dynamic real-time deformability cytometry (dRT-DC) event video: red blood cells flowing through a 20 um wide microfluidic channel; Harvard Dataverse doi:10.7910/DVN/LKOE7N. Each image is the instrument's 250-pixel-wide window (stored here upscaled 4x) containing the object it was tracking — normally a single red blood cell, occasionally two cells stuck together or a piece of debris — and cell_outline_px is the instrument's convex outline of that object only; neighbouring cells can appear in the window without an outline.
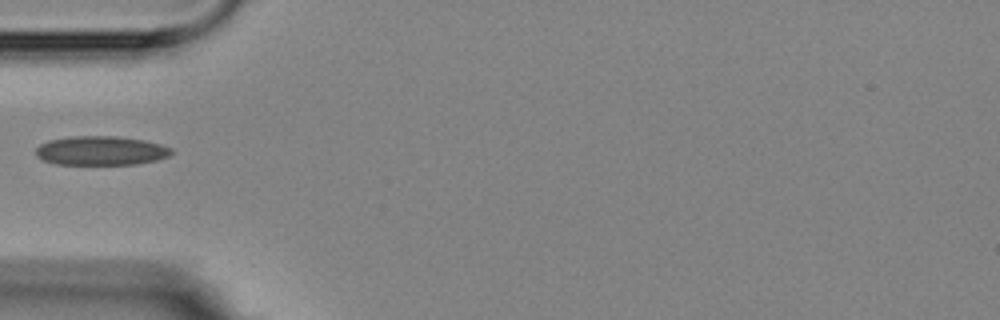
{"species": "Egyptian fruit bat (a non-hibernating species)", "species_latin": "Rousettus aegyptiacus", "temperature_condition": "room temperature", "stored_images_in_passage": 1, "camera_frame_rate_fps": 3000, "um_per_image_px": 0.085, "animal": {"sex": "female"}, "frame": {"image": 1, "passage_image": 1, "time_ms": 0.0, "image_size_px": [1000, 320], "cell_outline_px": [[176, 152], [168, 156], [156, 160], [136, 164], [56, 164], [44, 160], [36, 156], [36, 148], [40, 144], [48, 140], [72, 136], [116, 136], [144, 140], [160, 144], [172, 148]], "centroid_in_image_um": [8.6, 12.8], "position_along_channel_um": 76.4, "area_um2": 23.06}}